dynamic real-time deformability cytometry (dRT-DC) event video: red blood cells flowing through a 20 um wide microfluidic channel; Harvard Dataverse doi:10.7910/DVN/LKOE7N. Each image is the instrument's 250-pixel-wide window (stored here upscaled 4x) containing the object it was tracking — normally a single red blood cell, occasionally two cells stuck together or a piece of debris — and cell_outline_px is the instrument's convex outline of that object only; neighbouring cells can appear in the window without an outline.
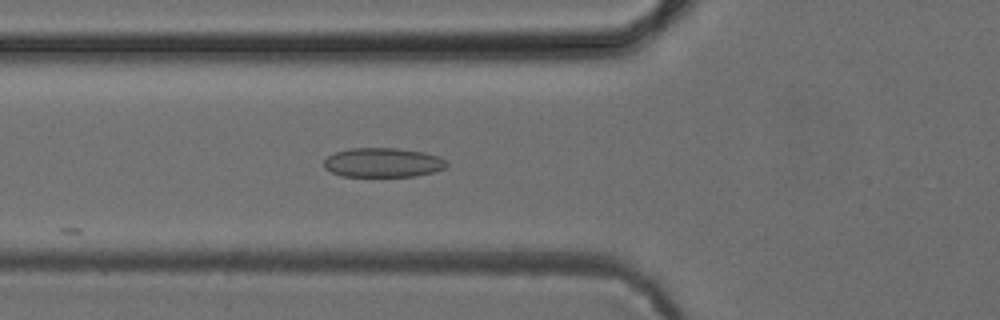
{"species": "common noctule bat (a hibernating species)", "species_latin": "Nyctalus noctula", "temperature_condition": "cold", "stored_images_in_passage": 6, "camera_frame_rate_fps": 3000, "um_per_image_px": 0.085, "animal": {"sex": "female", "body_mass_g": 24.6, "forearm_length_mm": 56.2}, "frame": {"image": 1, "passage_image": 6, "time_ms": 7.667, "image_size_px": [1000, 320], "cell_outline_px": [[448, 164], [444, 168], [436, 172], [416, 176], [340, 176], [324, 168], [324, 160], [328, 156], [336, 152], [352, 148], [396, 148], [424, 152], [440, 156]], "centroid_in_image_um": [32.56, 13.82], "position_along_channel_um": 93.2, "area_um2": 21.04}}